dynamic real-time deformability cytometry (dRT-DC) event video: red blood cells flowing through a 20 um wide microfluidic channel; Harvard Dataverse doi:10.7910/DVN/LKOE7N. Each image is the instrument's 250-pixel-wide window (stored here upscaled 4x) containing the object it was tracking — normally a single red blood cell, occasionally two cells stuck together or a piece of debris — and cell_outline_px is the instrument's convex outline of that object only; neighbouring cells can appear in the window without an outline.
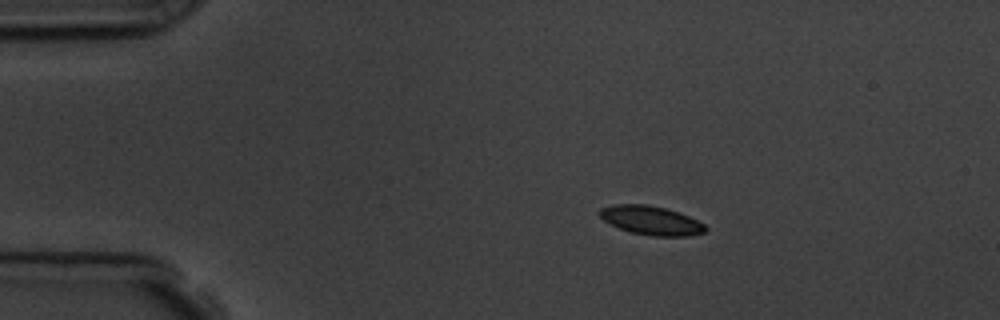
{"species": "common noctule bat (a hibernating species)", "species_latin": "Nyctalus noctula", "temperature_condition": "room temperature", "stored_images_in_passage": 47, "camera_frame_rate_fps": 3000, "um_per_image_px": 0.085, "animal": {"sex": "male", "body_mass_g": 19.5, "forearm_length_mm": 54.6}, "frame": {"image": 1, "passage_image": 1, "time_ms": 0.0, "image_size_px": [1000, 320], "cell_outline_px": [[708, 228], [704, 232], [688, 236], [652, 236], [632, 232], [620, 228], [604, 220], [596, 212], [600, 208], [612, 204], [648, 204], [668, 208], [680, 212], [704, 224]], "centroid_in_image_um": [55.34, 18.71], "position_along_channel_um": 29.7, "area_um2": 17.92}}
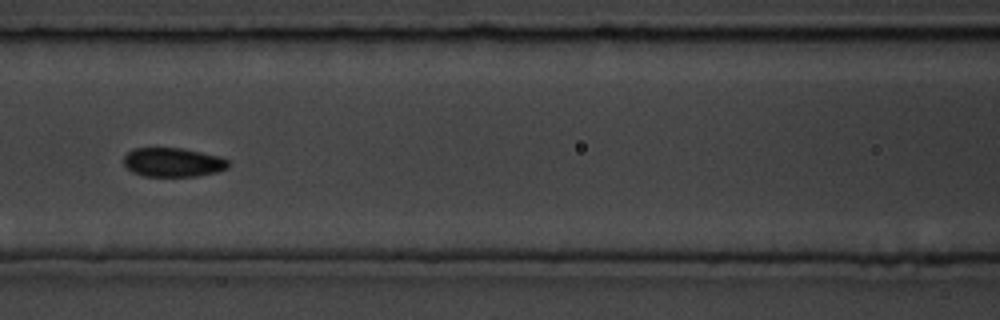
{"frame": {"image": 2, "passage_image": 16, "time_ms": 5.0, "image_size_px": [1000, 320], "cell_outline_px": [[228, 168], [216, 172], [196, 176], [144, 176], [132, 172], [124, 164], [124, 156], [132, 148], [180, 148], [220, 156], [228, 160]], "centroid_in_image_um": [14.69, 13.79], "position_along_channel_um": 151.9, "area_um2": 17.63}}
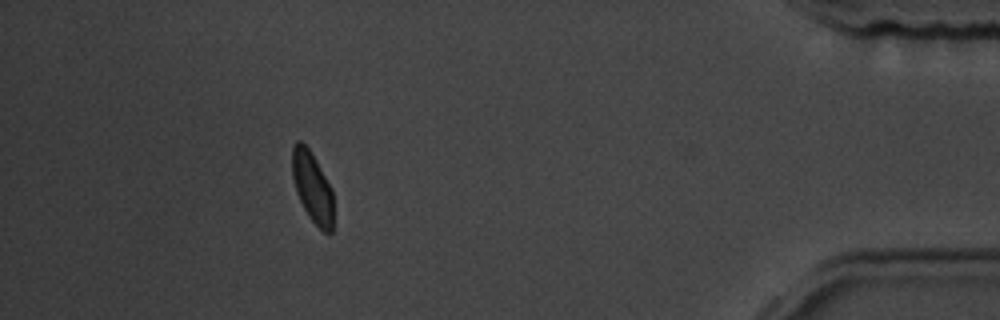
{"frame": {"image": 3, "passage_image": 42, "time_ms": 13.667, "image_size_px": [1000, 320], "cell_outline_px": [[332, 232], [324, 232], [308, 216], [296, 192], [292, 176], [292, 148], [296, 140], [300, 140], [308, 148], [316, 160], [332, 188]], "centroid_in_image_um": [26.53, 15.88], "position_along_channel_um": 408.7, "area_um2": 16.76}, "authors_computed_cell_mechanics": {"area_um2": 17.8024, "velocity_mm_per_s": 3.5855, "shape_relaxation_time_tau1_ms": null, "shape_relaxation_time_tau2_ms": 1.5128, "deformation_change_tau1": null, "deformation_change_tau2": 0.0457}}